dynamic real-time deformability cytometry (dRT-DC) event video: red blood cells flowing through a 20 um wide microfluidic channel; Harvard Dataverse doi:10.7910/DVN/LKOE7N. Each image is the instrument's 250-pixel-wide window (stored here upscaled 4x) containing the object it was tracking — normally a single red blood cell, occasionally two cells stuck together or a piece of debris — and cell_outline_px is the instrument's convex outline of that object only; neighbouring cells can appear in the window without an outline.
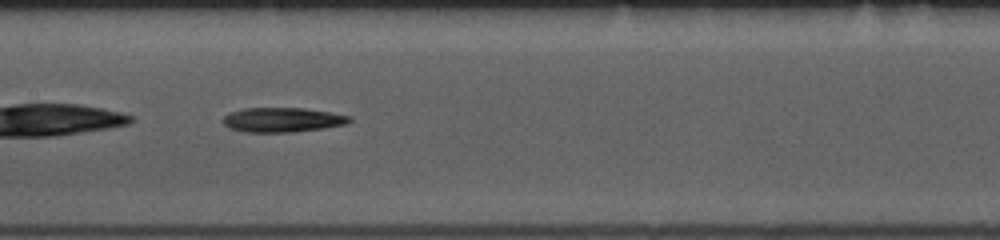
{"species": "common noctule bat (a hibernating species)", "species_latin": "Nyctalus noctula", "temperature_condition": "room temperature", "stored_images_in_passage": 33, "camera_frame_rate_fps": 3000, "um_per_image_px": 0.085, "animal": {"sex": "female", "body_mass_g": 10.0, "forearm_length_mm": 53.1}, "frame": {"image": 1, "passage_image": 10, "time_ms": 3.0, "image_size_px": [1000, 240], "cell_outline_px": [[352, 120], [344, 124], [320, 128], [292, 132], [248, 132], [228, 128], [224, 124], [224, 116], [232, 112], [244, 108], [304, 108], [352, 116]], "centroid_in_image_um": [24.0, 10.18], "position_along_channel_um": 183.4, "area_um2": 17.8}, "authors_computed_cell_mechanics": {"area_um2": 17.9758, "velocity_mm_per_s": 3.7908, "shape_relaxation_time_tau1_ms": 6.2363, "shape_relaxation_time_tau2_ms": null, "deformation_change_tau1": 0.2033, "deformation_change_tau2": null}}